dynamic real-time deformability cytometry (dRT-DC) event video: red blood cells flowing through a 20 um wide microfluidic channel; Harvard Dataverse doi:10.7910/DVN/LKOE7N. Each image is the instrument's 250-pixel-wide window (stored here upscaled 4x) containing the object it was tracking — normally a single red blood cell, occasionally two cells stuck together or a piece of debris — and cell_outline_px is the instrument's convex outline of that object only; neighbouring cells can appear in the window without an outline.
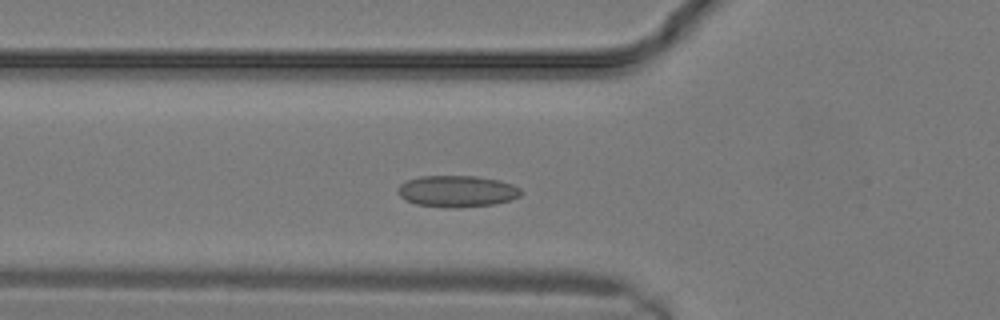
{"species": "common noctule bat (a hibernating species)", "species_latin": "Nyctalus noctula", "temperature_condition": "warm", "stored_images_in_passage": 9, "camera_frame_rate_fps": 3000, "um_per_image_px": 0.085, "animal": {"sex": "male", "body_mass_g": 19.2, "forearm_length_mm": 51.8}, "frame": {"image": 1, "passage_image": 7, "time_ms": 2.0, "image_size_px": [1000, 320], "cell_outline_px": [[524, 192], [520, 196], [508, 200], [492, 204], [444, 208], [416, 204], [404, 200], [396, 192], [400, 184], [408, 180], [420, 176], [476, 176], [500, 180], [512, 184], [520, 188]], "centroid_in_image_um": [38.83, 16.25], "position_along_channel_um": 87.0, "area_um2": 22.6}}
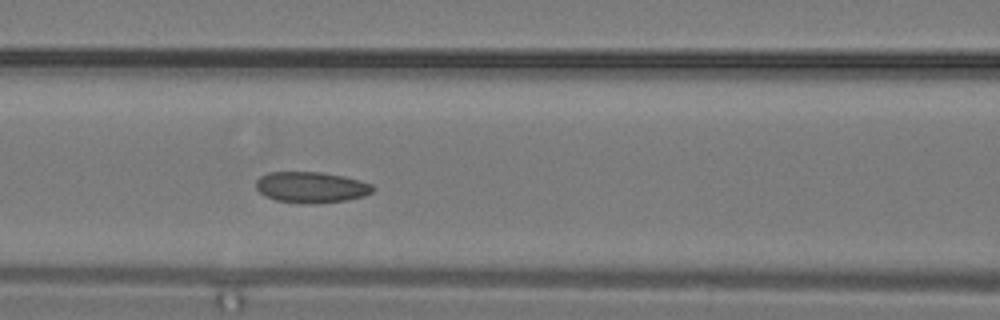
{"frame": {"image": 2, "passage_image": 9, "time_ms": 2.667, "image_size_px": [1000, 320], "cell_outline_px": [[376, 188], [372, 192], [364, 196], [348, 200], [276, 200], [264, 196], [256, 188], [256, 180], [260, 176], [268, 172], [320, 172], [344, 176], [360, 180], [372, 184]], "centroid_in_image_um": [26.46, 15.85], "position_along_channel_um": 140.1, "area_um2": 20.17}}